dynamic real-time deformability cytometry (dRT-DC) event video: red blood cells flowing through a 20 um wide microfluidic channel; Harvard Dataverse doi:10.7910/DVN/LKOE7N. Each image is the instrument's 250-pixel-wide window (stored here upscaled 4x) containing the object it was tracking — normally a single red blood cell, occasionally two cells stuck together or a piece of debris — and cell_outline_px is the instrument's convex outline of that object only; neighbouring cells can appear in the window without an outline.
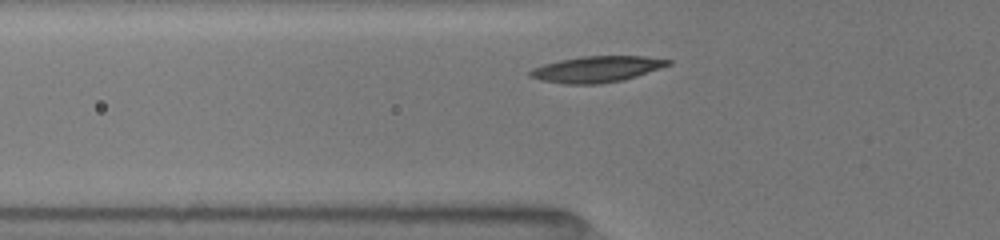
{"species": "common noctule bat (a hibernating species)", "species_latin": "Nyctalus noctula", "temperature_condition": "room temperature", "stored_images_in_passage": 7, "camera_frame_rate_fps": 3000, "um_per_image_px": 0.085, "animal": {"sex": "female", "body_mass_g": 19.5, "forearm_length_mm": 54.1}, "frame": {"image": 1, "passage_image": 4, "time_ms": 1.0, "image_size_px": [1000, 240], "cell_outline_px": [[672, 64], [636, 76], [620, 80], [600, 84], [564, 84], [540, 80], [528, 76], [528, 72], [532, 68], [544, 64], [560, 60], [580, 56], [644, 56], [672, 60]], "centroid_in_image_um": [50.69, 5.88], "position_along_channel_um": 75.1, "area_um2": 20.98}}
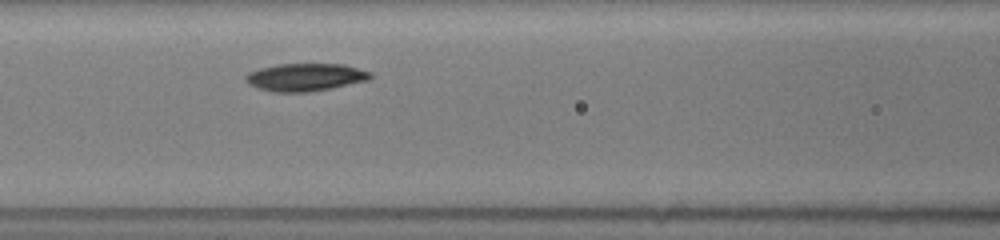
{"frame": {"image": 2, "passage_image": 7, "time_ms": 2.0, "image_size_px": [1000, 240], "cell_outline_px": [[372, 76], [368, 80], [308, 92], [276, 92], [260, 88], [248, 84], [244, 80], [244, 76], [248, 72], [260, 68], [276, 64], [344, 64], [372, 72]], "centroid_in_image_um": [25.92, 6.55], "position_along_channel_um": 140.7, "area_um2": 20.0}}